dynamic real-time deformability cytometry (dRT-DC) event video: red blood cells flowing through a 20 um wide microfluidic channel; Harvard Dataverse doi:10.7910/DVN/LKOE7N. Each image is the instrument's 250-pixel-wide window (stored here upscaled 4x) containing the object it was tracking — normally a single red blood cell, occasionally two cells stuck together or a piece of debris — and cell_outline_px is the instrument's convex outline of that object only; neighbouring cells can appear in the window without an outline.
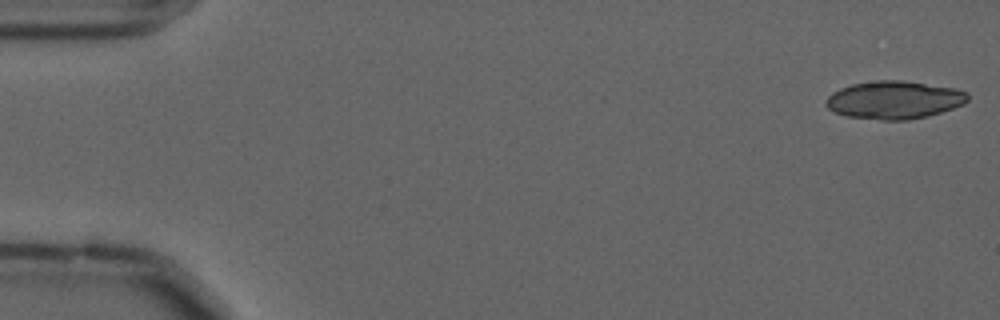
{"species": "common noctule bat (a hibernating species)", "species_latin": "Nyctalus noctula", "temperature_condition": "cold", "stored_images_in_passage": 56, "camera_frame_rate_fps": 3000, "um_per_image_px": 0.085, "animal": {"sex": "male", "forearm_length_mm": 52.5}, "frame": {"image": 1, "passage_image": 1, "time_ms": 0.0, "image_size_px": [1000, 320], "cell_outline_px": [[968, 100], [964, 104], [928, 116], [908, 120], [880, 120], [848, 116], [832, 112], [824, 104], [824, 100], [832, 92], [840, 88], [852, 84], [876, 80], [900, 80], [956, 88], [968, 92]], "centroid_in_image_um": [75.98, 8.49], "position_along_channel_um": 9.0, "area_um2": 31.5}}